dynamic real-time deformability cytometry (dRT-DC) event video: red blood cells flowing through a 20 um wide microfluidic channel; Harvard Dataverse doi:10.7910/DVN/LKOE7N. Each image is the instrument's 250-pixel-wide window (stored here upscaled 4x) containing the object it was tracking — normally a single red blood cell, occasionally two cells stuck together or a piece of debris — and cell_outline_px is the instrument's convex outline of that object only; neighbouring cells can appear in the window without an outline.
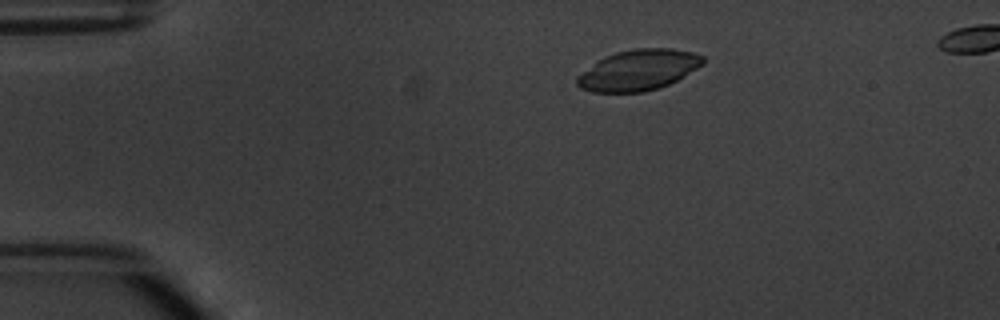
{"species": "common noctule bat (a hibernating species)", "species_latin": "Nyctalus noctula", "temperature_condition": "warm", "stored_images_in_passage": 7, "camera_frame_rate_fps": 3000, "um_per_image_px": 0.085, "animal": {"sex": "male", "body_mass_g": 20.1, "forearm_length_mm": 53.5}, "frame": {"image": 1, "passage_image": 3, "time_ms": 2.333, "image_size_px": [1000, 320], "cell_outline_px": [[704, 64], [684, 76], [668, 84], [644, 92], [592, 92], [580, 88], [576, 84], [576, 76], [604, 56], [616, 52], [636, 48], [672, 48], [692, 52], [704, 56]], "centroid_in_image_um": [54.26, 5.95], "position_along_channel_um": 30.7, "area_um2": 29.82}}